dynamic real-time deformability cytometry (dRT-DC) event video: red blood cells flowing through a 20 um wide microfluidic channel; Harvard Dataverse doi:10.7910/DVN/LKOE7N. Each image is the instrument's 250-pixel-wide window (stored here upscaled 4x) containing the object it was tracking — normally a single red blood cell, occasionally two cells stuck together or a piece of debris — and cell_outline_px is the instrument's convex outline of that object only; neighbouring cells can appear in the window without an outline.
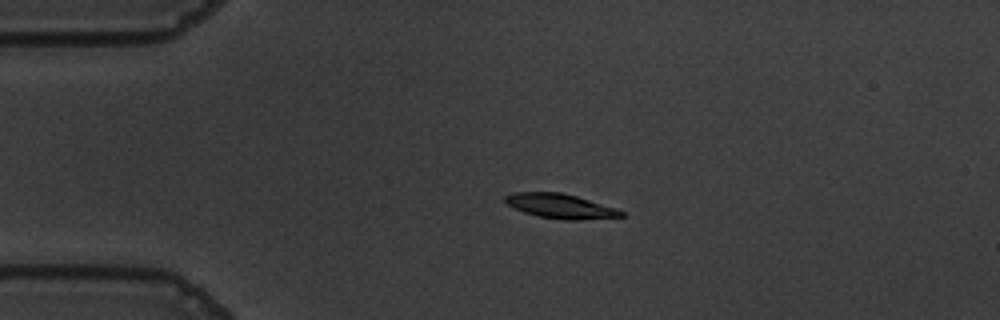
{"species": "common noctule bat (a hibernating species)", "species_latin": "Nyctalus noctula", "temperature_condition": "warm", "stored_images_in_passage": 44, "camera_frame_rate_fps": 3000, "um_per_image_px": 0.085, "animal": {"sex": "male", "body_mass_g": 19.5, "forearm_length_mm": 54.6}, "frame": {"image": 1, "passage_image": 1, "time_ms": 0.0, "image_size_px": [1000, 320], "cell_outline_px": [[624, 216], [580, 220], [568, 220], [536, 216], [524, 212], [504, 204], [504, 196], [512, 192], [560, 192], [576, 196], [616, 208], [624, 212]], "centroid_in_image_um": [47.57, 17.51], "position_along_channel_um": 37.4, "area_um2": 16.65}}
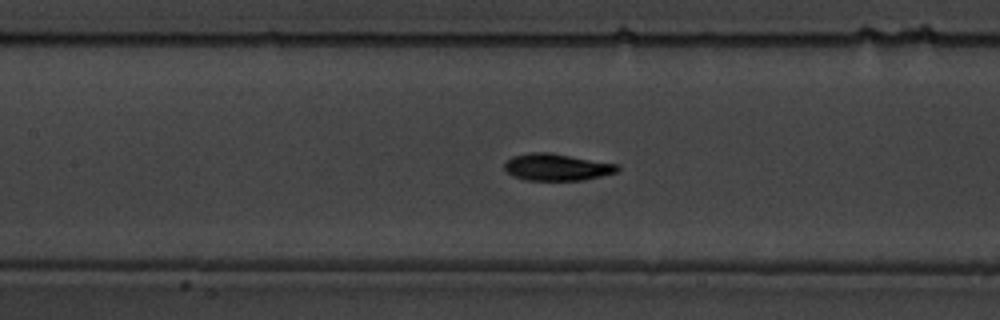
{"frame": {"image": 2, "passage_image": 14, "time_ms": 4.333, "image_size_px": [1000, 320], "cell_outline_px": [[620, 168], [616, 172], [584, 180], [528, 180], [512, 176], [504, 168], [504, 164], [512, 156], [532, 152], [552, 152], [620, 164]], "centroid_in_image_um": [47.36, 14.19], "position_along_channel_um": 160.0, "area_um2": 17.86}}
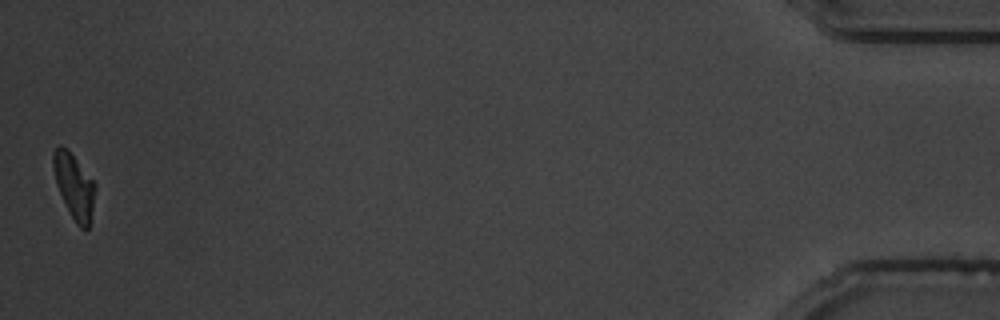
{"frame": {"image": 3, "passage_image": 44, "time_ms": 14.333, "image_size_px": [1000, 320], "cell_outline_px": [[96, 188], [88, 228], [80, 228], [76, 224], [56, 184], [52, 164], [52, 152], [60, 144], [72, 156], [96, 184]], "centroid_in_image_um": [6.28, 15.82], "position_along_channel_um": 428.9, "area_um2": 15.2}, "authors_computed_cell_mechanics": {"area_um2": 17.3111, "velocity_mm_per_s": 3.6188, "shape_relaxation_time_tau1_ms": 2.9603, "shape_relaxation_time_tau2_ms": 2.1897, "deformation_change_tau1": 0.1861, "deformation_change_tau2": 0.0648}}